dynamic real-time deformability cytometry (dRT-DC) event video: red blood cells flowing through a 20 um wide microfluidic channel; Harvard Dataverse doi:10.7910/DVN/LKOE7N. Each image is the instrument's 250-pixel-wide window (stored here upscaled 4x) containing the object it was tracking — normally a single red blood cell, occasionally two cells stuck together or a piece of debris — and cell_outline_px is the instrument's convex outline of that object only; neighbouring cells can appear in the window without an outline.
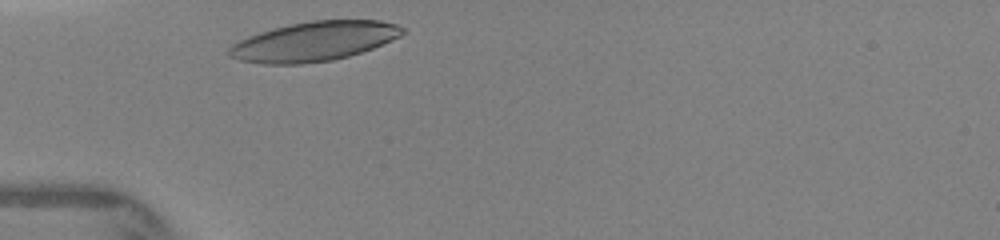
{"species": "human", "species_latin": "Homo sapiens", "temperature_condition": "warm", "stored_images_in_passage": 3, "camera_frame_rate_fps": 3000, "um_per_image_px": 0.085, "donor": {"sex": "female"}, "frame": {"image": 1, "passage_image": 1, "time_ms": 0.0, "image_size_px": [1000, 240], "cell_outline_px": [[408, 32], [400, 36], [372, 48], [348, 56], [332, 60], [304, 64], [264, 64], [240, 60], [228, 56], [228, 48], [232, 44], [248, 36], [272, 28], [312, 20], [380, 20], [396, 24], [404, 28]], "centroid_in_image_um": [26.69, 3.52], "position_along_channel_um": 58.3, "area_um2": 39.82}}